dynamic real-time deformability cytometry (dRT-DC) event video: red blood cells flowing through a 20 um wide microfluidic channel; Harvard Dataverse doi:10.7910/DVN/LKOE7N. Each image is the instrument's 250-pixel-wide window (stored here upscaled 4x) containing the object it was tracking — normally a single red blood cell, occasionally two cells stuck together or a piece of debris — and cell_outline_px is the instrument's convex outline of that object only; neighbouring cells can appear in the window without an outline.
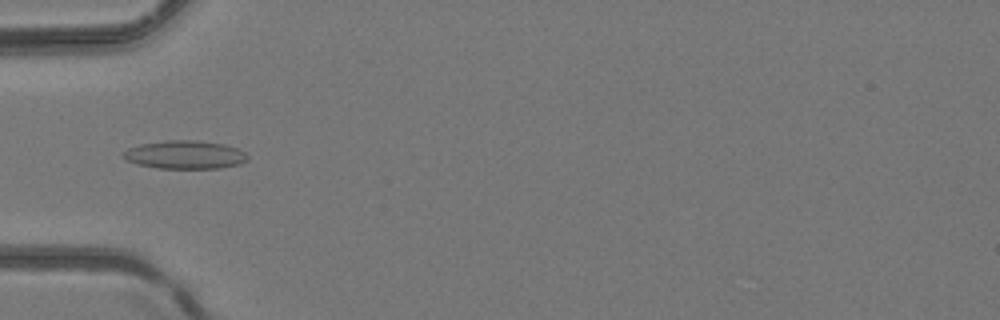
{"species": "common noctule bat (a hibernating species)", "species_latin": "Nyctalus noctula", "temperature_condition": "room temperature", "stored_images_in_passage": 3, "camera_frame_rate_fps": 3000, "um_per_image_px": 0.085, "animal": {"sex": "female", "body_mass_g": 24.6, "forearm_length_mm": 56.2}, "frame": {"image": 1, "passage_image": 3, "time_ms": 0.667, "image_size_px": [1000, 320], "cell_outline_px": [[248, 160], [240, 164], [220, 168], [156, 168], [124, 160], [120, 156], [128, 148], [140, 144], [168, 140], [196, 140], [224, 144], [236, 148], [244, 152], [248, 156]], "centroid_in_image_um": [15.71, 13.15], "position_along_channel_um": 69.3, "area_um2": 20.52}}